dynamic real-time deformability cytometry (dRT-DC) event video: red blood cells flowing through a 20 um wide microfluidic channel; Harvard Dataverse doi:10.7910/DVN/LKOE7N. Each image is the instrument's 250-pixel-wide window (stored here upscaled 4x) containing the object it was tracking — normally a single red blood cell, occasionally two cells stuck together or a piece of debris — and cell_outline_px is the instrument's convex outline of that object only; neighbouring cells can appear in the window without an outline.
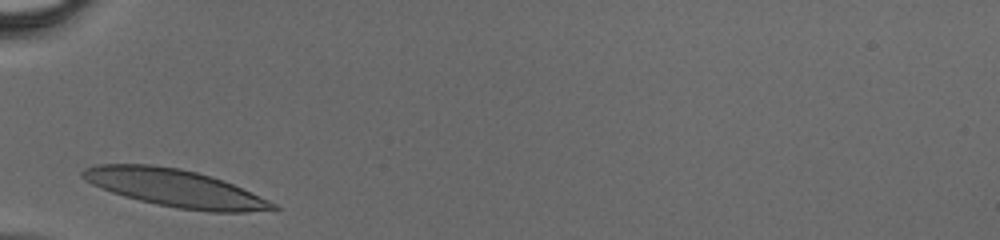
{"species": "human", "species_latin": "Homo sapiens", "temperature_condition": "cold", "stored_images_in_passage": 23, "camera_frame_rate_fps": 3000, "um_per_image_px": 0.085, "donor": {"sex": "male"}, "frame": {"image": 1, "passage_image": 1, "time_ms": 0.0, "image_size_px": [1000, 240], "cell_outline_px": [[280, 208], [276, 212], [208, 212], [176, 208], [156, 204], [124, 196], [100, 188], [84, 180], [80, 176], [80, 172], [84, 168], [96, 164], [152, 164], [180, 168], [212, 176], [224, 180], [268, 200], [276, 204]], "centroid_in_image_um": [14.91, 16.0], "position_along_channel_um": 70.1, "area_um2": 42.02}}
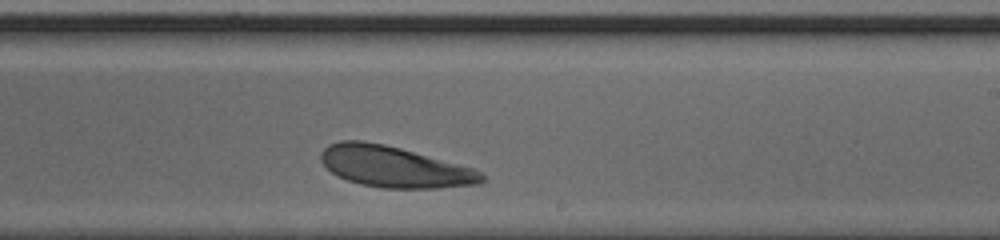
{"frame": {"image": 2, "passage_image": 14, "time_ms": 4.333, "image_size_px": [1000, 240], "cell_outline_px": [[484, 180], [476, 184], [436, 188], [380, 188], [360, 184], [336, 176], [320, 160], [320, 152], [328, 144], [340, 140], [360, 140], [384, 144], [400, 148], [472, 168], [480, 172], [484, 176]], "centroid_in_image_um": [33.45, 14.17], "position_along_channel_um": 255.6, "area_um2": 38.21}}
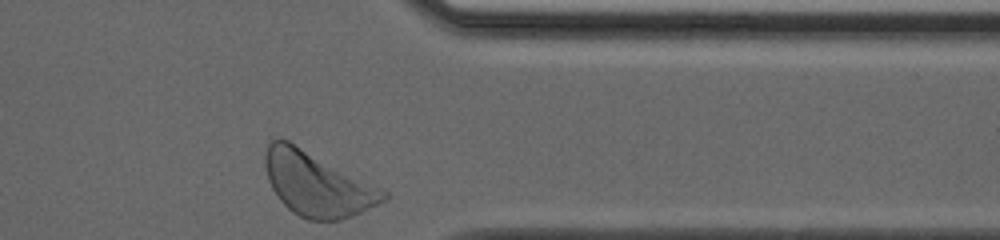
{"frame": {"image": 3, "passage_image": 23, "time_ms": 7.333, "image_size_px": [1000, 240], "cell_outline_px": [[388, 196], [384, 200], [352, 216], [340, 220], [308, 220], [292, 212], [280, 200], [272, 188], [268, 180], [264, 168], [264, 156], [268, 144], [272, 140], [288, 140], [388, 192]], "centroid_in_image_um": [26.91, 15.65], "position_along_channel_um": 384.5, "area_um2": 43.41}}